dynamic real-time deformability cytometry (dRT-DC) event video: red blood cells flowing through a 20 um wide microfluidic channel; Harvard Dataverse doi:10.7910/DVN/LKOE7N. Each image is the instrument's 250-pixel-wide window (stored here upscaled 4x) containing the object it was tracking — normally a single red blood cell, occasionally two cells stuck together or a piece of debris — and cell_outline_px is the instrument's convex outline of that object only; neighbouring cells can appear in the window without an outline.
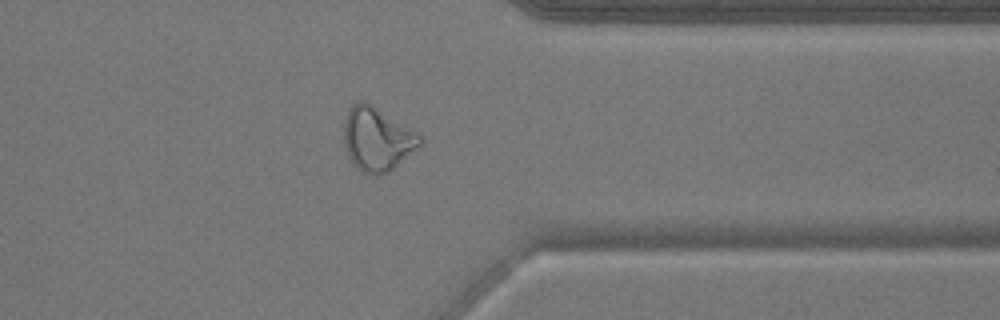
{"species": "common noctule bat (a hibernating species)", "species_latin": "Nyctalus noctula", "temperature_condition": "warm", "stored_images_in_passage": 51, "camera_frame_rate_fps": 3000, "um_per_image_px": 0.085, "animal": {"sex": "male", "body_mass_g": 17.9}, "frame": {"image": 1, "passage_image": 41, "time_ms": 13.333, "image_size_px": [1000, 320], "cell_outline_px": [[420, 144], [388, 172], [380, 176], [376, 176], [360, 172], [352, 160], [344, 144], [344, 124], [348, 108], [352, 104], [360, 100], [364, 100], [372, 104], [416, 132], [420, 136]], "centroid_in_image_um": [32.0, 11.8], "position_along_channel_um": 379.4, "area_um2": 27.69}}
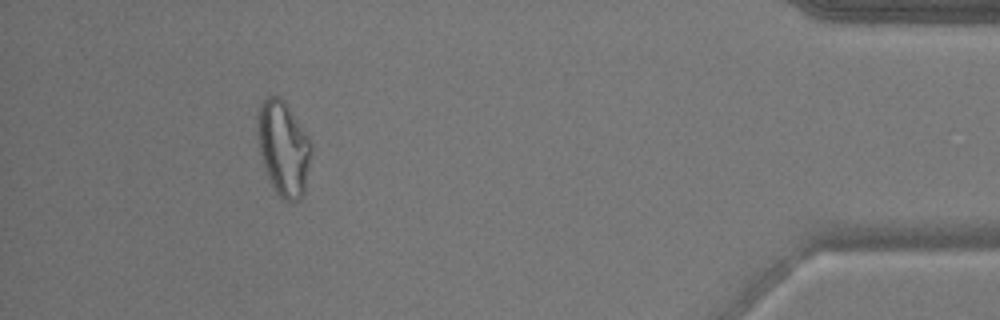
{"frame": {"image": 2, "passage_image": 47, "time_ms": 15.333, "image_size_px": [1000, 320], "cell_outline_px": [[312, 152], [304, 196], [300, 200], [292, 204], [284, 200], [276, 192], [268, 176], [260, 152], [256, 128], [260, 104], [268, 96], [276, 96], [284, 100], [308, 136], [312, 148]], "centroid_in_image_um": [24.12, 12.65], "position_along_channel_um": 411.1, "area_um2": 29.71}}